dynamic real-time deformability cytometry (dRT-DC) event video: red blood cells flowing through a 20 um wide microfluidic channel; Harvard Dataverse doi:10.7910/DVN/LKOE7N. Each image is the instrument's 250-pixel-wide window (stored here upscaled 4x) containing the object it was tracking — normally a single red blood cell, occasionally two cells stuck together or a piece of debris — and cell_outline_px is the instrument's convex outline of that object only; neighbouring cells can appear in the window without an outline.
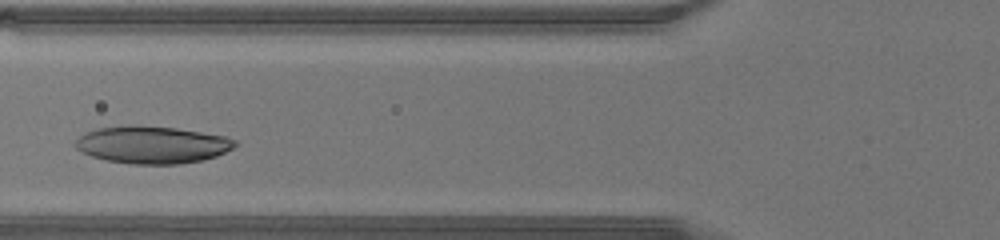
{"species": "human", "species_latin": "Homo sapiens", "temperature_condition": "warm", "stored_images_in_passage": 23, "camera_frame_rate_fps": 3000, "um_per_image_px": 0.085, "donor": {"sex": "male"}, "frame": {"image": 1, "passage_image": 4, "time_ms": 1.0, "image_size_px": [1000, 240], "cell_outline_px": [[240, 144], [216, 156], [200, 160], [180, 164], [132, 164], [108, 160], [92, 156], [76, 148], [72, 144], [80, 136], [88, 132], [100, 128], [132, 124], [176, 128], [228, 136], [236, 140]], "centroid_in_image_um": [12.97, 12.29], "position_along_channel_um": 112.8, "area_um2": 34.74}}
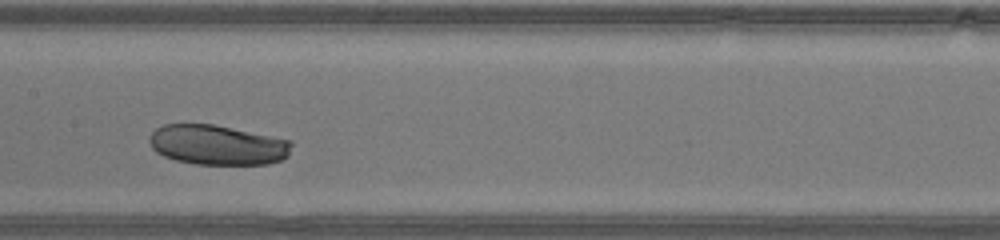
{"frame": {"image": 2, "passage_image": 9, "time_ms": 2.667, "image_size_px": [1000, 240], "cell_outline_px": [[292, 144], [288, 156], [280, 160], [268, 164], [196, 164], [176, 160], [164, 156], [156, 152], [152, 148], [148, 140], [148, 136], [156, 128], [164, 124], [212, 124], [292, 140]], "centroid_in_image_um": [18.46, 12.32], "position_along_channel_um": 188.9, "area_um2": 33.12}}
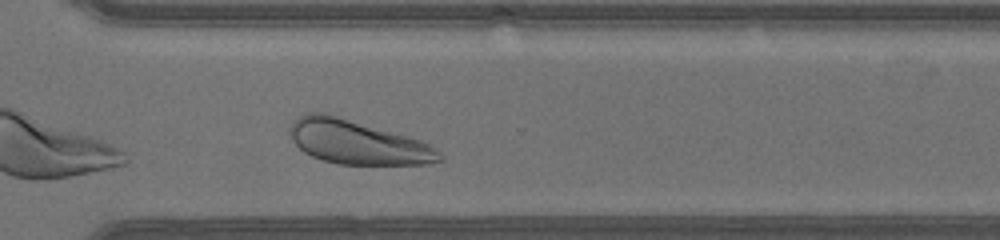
{"frame": {"image": 3, "passage_image": 19, "time_ms": 6.0, "image_size_px": [1000, 240], "cell_outline_px": [[444, 160], [428, 164], [336, 164], [320, 160], [304, 152], [292, 140], [288, 132], [288, 128], [292, 120], [296, 116], [304, 112], [328, 112], [408, 136], [420, 140], [436, 148], [444, 156]], "centroid_in_image_um": [30.33, 12.06], "position_along_channel_um": 340.3, "area_um2": 39.02}}